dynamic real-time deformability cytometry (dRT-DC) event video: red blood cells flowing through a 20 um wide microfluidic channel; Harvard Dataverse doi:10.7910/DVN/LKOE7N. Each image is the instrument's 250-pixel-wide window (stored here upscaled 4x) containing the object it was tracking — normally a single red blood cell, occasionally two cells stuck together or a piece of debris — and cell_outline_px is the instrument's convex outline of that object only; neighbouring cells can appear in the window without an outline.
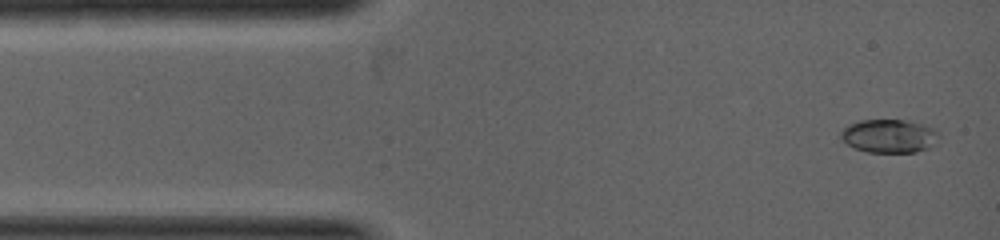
{"species": "common noctule bat (a hibernating species)", "species_latin": "Nyctalus noctula", "temperature_condition": "warm", "stored_images_in_passage": 5, "camera_frame_rate_fps": 5000, "um_per_image_px": 0.085, "animal": {"sex": "female", "body_mass_g": 19.0, "forearm_length_mm": 53.3}, "frame": {"image": 1, "passage_image": 1, "time_ms": 0.0, "image_size_px": [1000, 240], "cell_outline_px": [[936, 144], [928, 148], [916, 152], [868, 152], [856, 148], [848, 144], [840, 136], [840, 132], [848, 124], [860, 120], [904, 120], [924, 124], [932, 128], [936, 132]], "centroid_in_image_um": [75.56, 11.56], "position_along_channel_um": 9.4, "area_um2": 18.9}}